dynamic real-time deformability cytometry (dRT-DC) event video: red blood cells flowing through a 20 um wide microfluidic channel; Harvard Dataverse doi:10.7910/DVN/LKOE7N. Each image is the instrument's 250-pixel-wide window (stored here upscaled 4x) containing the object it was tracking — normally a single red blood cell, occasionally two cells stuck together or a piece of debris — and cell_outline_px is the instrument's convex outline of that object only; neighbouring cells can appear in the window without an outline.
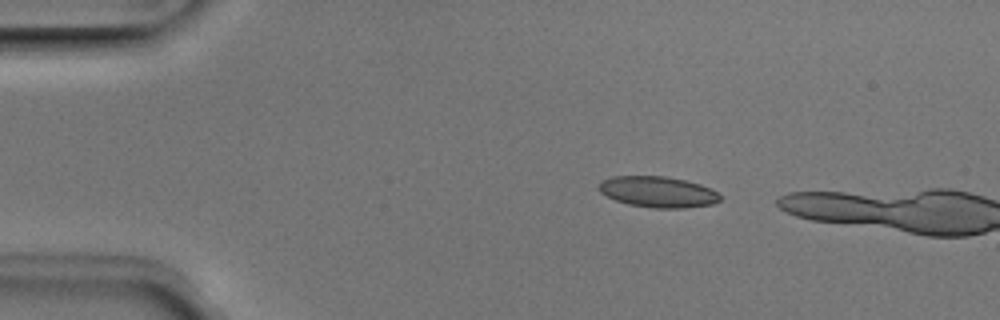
{"species": "Egyptian fruit bat (a non-hibernating species)", "species_latin": "Rousettus aegyptiacus", "temperature_condition": "room temperature", "stored_images_in_passage": 4, "camera_frame_rate_fps": 3000, "um_per_image_px": 0.085, "animal": {"sex": "male"}, "frame": {"image": 1, "passage_image": 2, "time_ms": 0.333, "image_size_px": [1000, 320], "cell_outline_px": [[720, 200], [712, 204], [684, 208], [652, 208], [628, 204], [616, 200], [600, 192], [600, 180], [612, 176], [664, 176], [684, 180], [700, 184], [716, 192], [720, 196]], "centroid_in_image_um": [55.9, 16.31], "position_along_channel_um": 29.1, "area_um2": 21.68}}